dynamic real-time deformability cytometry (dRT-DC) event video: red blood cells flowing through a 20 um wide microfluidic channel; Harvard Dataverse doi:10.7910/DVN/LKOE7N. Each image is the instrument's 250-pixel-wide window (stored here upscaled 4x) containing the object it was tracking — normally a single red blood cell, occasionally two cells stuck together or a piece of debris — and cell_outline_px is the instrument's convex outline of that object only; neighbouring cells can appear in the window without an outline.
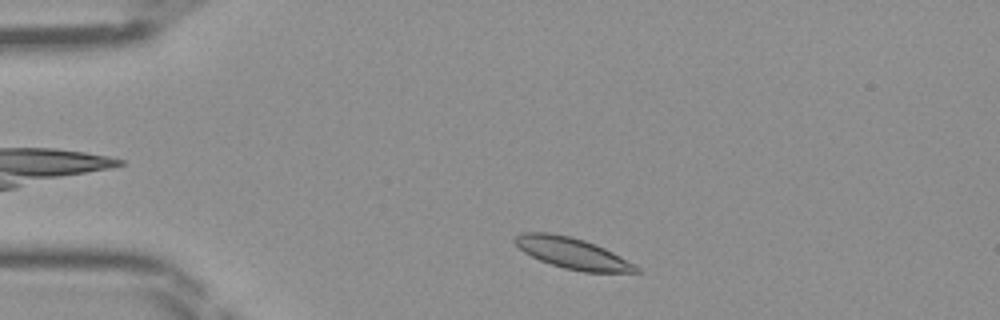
{"species": "Egyptian fruit bat (a non-hibernating species)", "species_latin": "Rousettus aegyptiacus", "temperature_condition": "room temperature", "stored_images_in_passage": 40, "camera_frame_rate_fps": 3000, "um_per_image_px": 0.085, "frame": {"image": 1, "passage_image": 3, "time_ms": 0.667, "image_size_px": [1000, 320], "cell_outline_px": [[644, 272], [584, 272], [564, 268], [540, 260], [524, 252], [512, 240], [520, 232], [548, 232], [572, 236], [596, 244], [636, 264]], "centroid_in_image_um": [48.67, 21.51], "position_along_channel_um": 36.3, "area_um2": 21.96}}
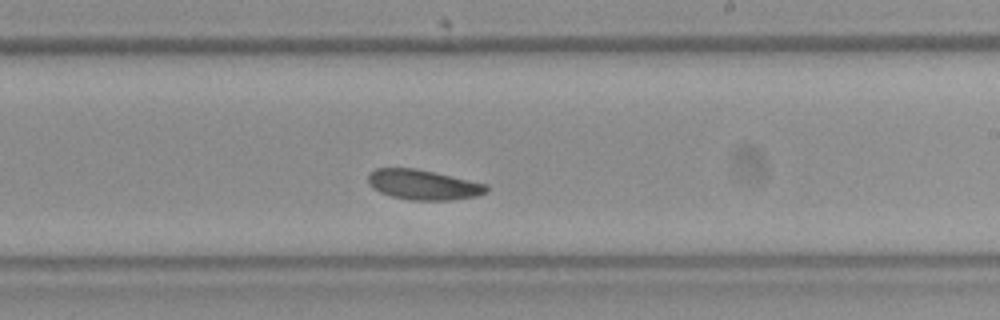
{"frame": {"image": 2, "passage_image": 21, "time_ms": 6.667, "image_size_px": [1000, 320], "cell_outline_px": [[488, 192], [476, 196], [452, 200], [412, 200], [392, 196], [380, 192], [372, 188], [368, 184], [368, 172], [376, 168], [416, 168], [436, 172], [488, 184]], "centroid_in_image_um": [35.98, 15.69], "position_along_channel_um": 253.0, "area_um2": 20.92}}
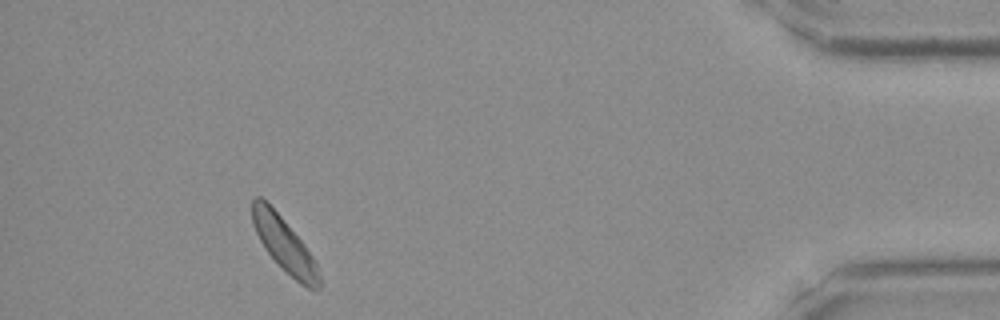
{"frame": {"image": 3, "passage_image": 36, "time_ms": 11.667, "image_size_px": [1000, 320], "cell_outline_px": [[320, 288], [308, 288], [300, 284], [264, 248], [252, 224], [252, 200], [256, 196], [260, 196], [280, 216], [304, 244], [312, 256], [316, 264], [320, 276]], "centroid_in_image_um": [24.16, 20.78], "position_along_channel_um": 411.0, "area_um2": 20.35}}